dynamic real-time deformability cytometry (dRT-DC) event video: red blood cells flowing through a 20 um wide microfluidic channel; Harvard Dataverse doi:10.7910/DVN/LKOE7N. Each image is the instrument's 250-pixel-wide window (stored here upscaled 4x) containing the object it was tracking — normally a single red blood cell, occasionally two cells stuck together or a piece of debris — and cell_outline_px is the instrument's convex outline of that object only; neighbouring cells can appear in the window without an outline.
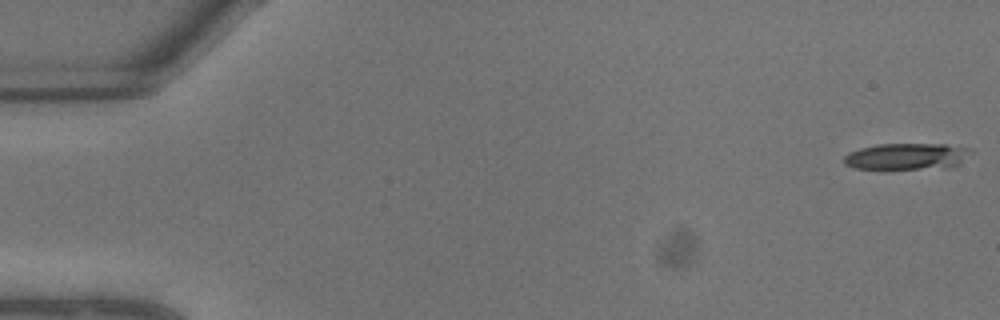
{"species": "common noctule bat (a hibernating species)", "species_latin": "Nyctalus noctula", "temperature_condition": "warm", "stored_images_in_passage": 8, "camera_frame_rate_fps": 3000, "um_per_image_px": 0.085, "animal": {"sex": "male", "body_mass_g": 13.3}, "frame": {"image": 1, "passage_image": 1, "time_ms": 0.0, "image_size_px": [1000, 320], "cell_outline_px": [[972, 148], [960, 164], [952, 168], [884, 172], [852, 168], [844, 164], [844, 156], [848, 152], [860, 148], [876, 144], [944, 144]], "centroid_in_image_um": [77.0, 13.36], "position_along_channel_um": 8.0, "area_um2": 20.92}}